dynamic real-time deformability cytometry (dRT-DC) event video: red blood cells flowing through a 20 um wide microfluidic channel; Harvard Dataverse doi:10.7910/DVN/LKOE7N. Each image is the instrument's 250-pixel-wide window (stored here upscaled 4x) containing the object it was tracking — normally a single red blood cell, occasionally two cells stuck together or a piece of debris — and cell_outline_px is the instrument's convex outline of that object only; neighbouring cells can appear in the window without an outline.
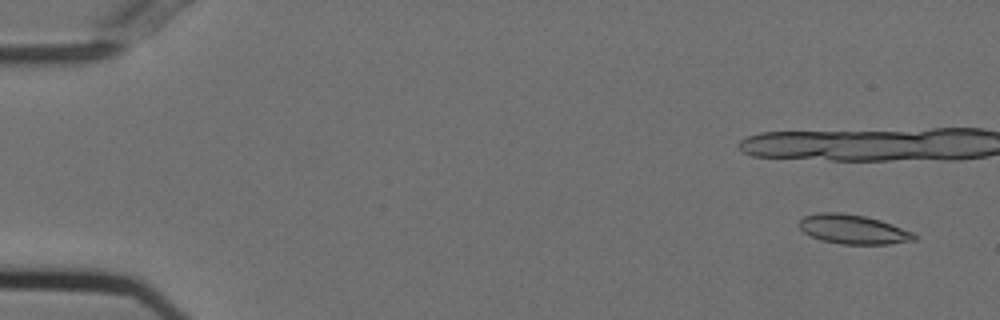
{"species": "Egyptian fruit bat (a non-hibernating species)", "species_latin": "Rousettus aegyptiacus", "temperature_condition": "cold", "stored_images_in_passage": 17, "camera_frame_rate_fps": 3000, "um_per_image_px": 0.085, "animal": {"sex": "female"}, "frame": {"image": 1, "passage_image": 1, "time_ms": 0.0, "image_size_px": [1000, 320], "cell_outline_px": [[916, 240], [888, 244], [840, 244], [820, 240], [804, 232], [796, 224], [804, 216], [820, 212], [840, 212], [864, 216], [880, 220], [892, 224], [912, 232], [916, 236]], "centroid_in_image_um": [72.48, 19.49], "position_along_channel_um": 12.5, "area_um2": 19.65}}